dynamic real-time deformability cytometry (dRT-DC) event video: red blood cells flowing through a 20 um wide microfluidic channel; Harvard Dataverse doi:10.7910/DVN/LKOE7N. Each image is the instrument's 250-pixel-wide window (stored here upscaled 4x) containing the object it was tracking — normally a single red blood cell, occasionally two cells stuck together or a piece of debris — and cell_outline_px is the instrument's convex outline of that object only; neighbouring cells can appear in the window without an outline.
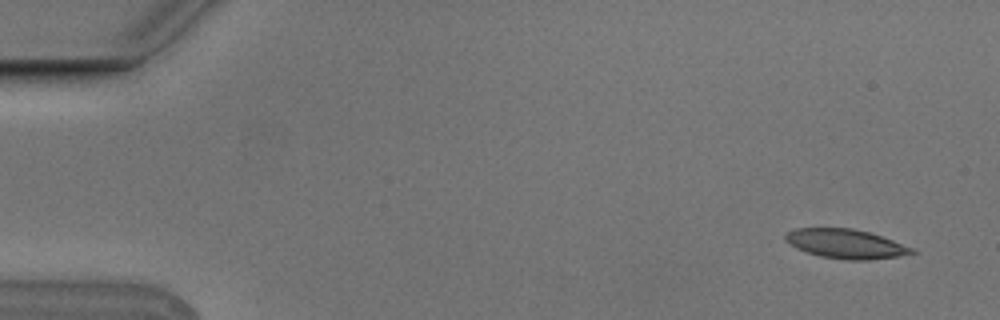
{"species": "Egyptian fruit bat (a non-hibernating species)", "species_latin": "Rousettus aegyptiacus", "temperature_condition": "cold", "stored_images_in_passage": 4, "camera_frame_rate_fps": 3000, "um_per_image_px": 0.085, "animal": {"sex": "male"}, "frame": {"image": 1, "passage_image": 1, "time_ms": 0.0, "image_size_px": [1000, 320], "cell_outline_px": [[916, 252], [896, 256], [868, 260], [848, 260], [820, 256], [796, 248], [784, 240], [784, 236], [788, 232], [796, 228], [852, 228], [868, 232], [892, 240], [912, 248]], "centroid_in_image_um": [71.84, 20.72], "position_along_channel_um": 13.2, "area_um2": 21.21}}